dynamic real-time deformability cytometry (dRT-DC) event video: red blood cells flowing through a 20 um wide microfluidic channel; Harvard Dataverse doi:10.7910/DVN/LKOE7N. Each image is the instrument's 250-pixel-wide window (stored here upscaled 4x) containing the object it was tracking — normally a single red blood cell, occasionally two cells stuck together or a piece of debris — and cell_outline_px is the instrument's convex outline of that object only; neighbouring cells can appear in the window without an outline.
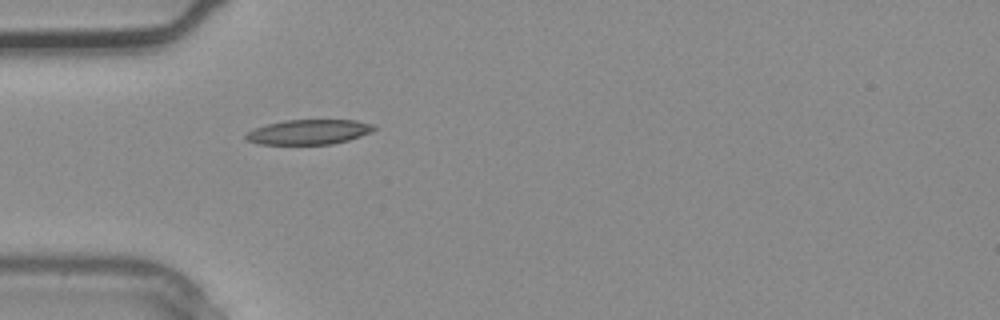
{"species": "common noctule bat (a hibernating species)", "species_latin": "Nyctalus noctula", "temperature_condition": "warm", "stored_images_in_passage": 2, "camera_frame_rate_fps": 3000, "um_per_image_px": 0.085, "animal": {"sex": "male", "body_mass_g": 20.4}, "frame": {"image": 1, "passage_image": 2, "time_ms": 0.333, "image_size_px": [1000, 320], "cell_outline_px": [[380, 128], [372, 132], [348, 140], [332, 144], [260, 144], [248, 140], [244, 136], [248, 132], [256, 128], [268, 124], [284, 120], [356, 120], [372, 124]], "centroid_in_image_um": [26.31, 11.21], "position_along_channel_um": 58.7, "area_um2": 18.5}}